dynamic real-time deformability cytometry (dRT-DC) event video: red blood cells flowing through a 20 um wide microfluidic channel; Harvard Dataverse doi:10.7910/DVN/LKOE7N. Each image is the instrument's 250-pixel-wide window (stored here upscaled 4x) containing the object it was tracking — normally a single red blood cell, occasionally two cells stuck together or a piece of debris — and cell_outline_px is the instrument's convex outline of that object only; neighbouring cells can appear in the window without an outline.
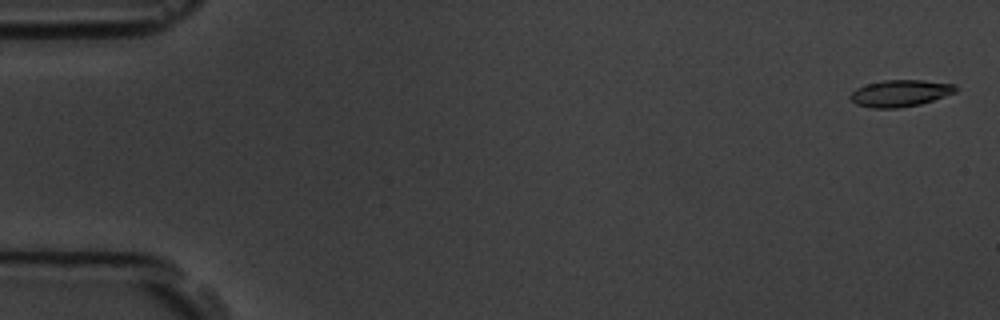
{"species": "common noctule bat (a hibernating species)", "species_latin": "Nyctalus noctula", "temperature_condition": "room temperature", "stored_images_in_passage": 7, "camera_frame_rate_fps": 3000, "um_per_image_px": 0.085, "animal": {"sex": "male", "body_mass_g": 19.5, "forearm_length_mm": 54.6}, "frame": {"image": 1, "passage_image": 1, "time_ms": 0.0, "image_size_px": [1000, 320], "cell_outline_px": [[956, 92], [920, 104], [900, 108], [872, 108], [856, 104], [848, 96], [856, 88], [868, 84], [884, 80], [924, 80], [956, 84]], "centroid_in_image_um": [76.51, 7.92], "position_along_channel_um": 8.5, "area_um2": 16.36}}
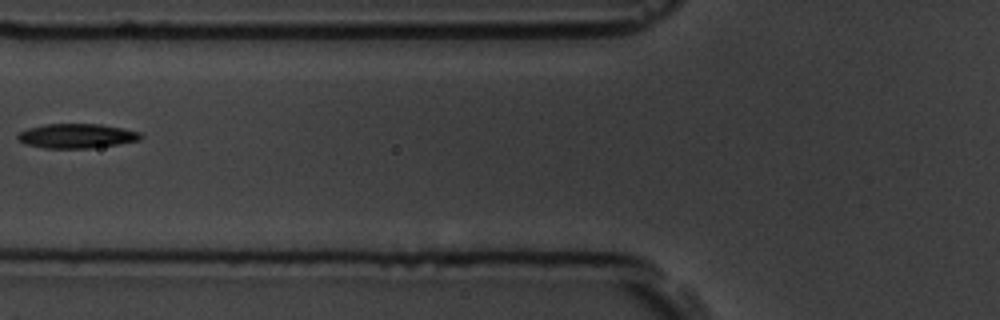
{"frame": {"image": 2, "passage_image": 6, "time_ms": 6.667, "image_size_px": [1000, 320], "cell_outline_px": [[144, 136], [140, 140], [120, 144], [92, 148], [44, 148], [24, 144], [16, 136], [20, 132], [28, 128], [44, 124], [100, 124], [124, 128], [140, 132]], "centroid_in_image_um": [6.55, 11.55], "position_along_channel_um": 119.2, "area_um2": 17.69}}
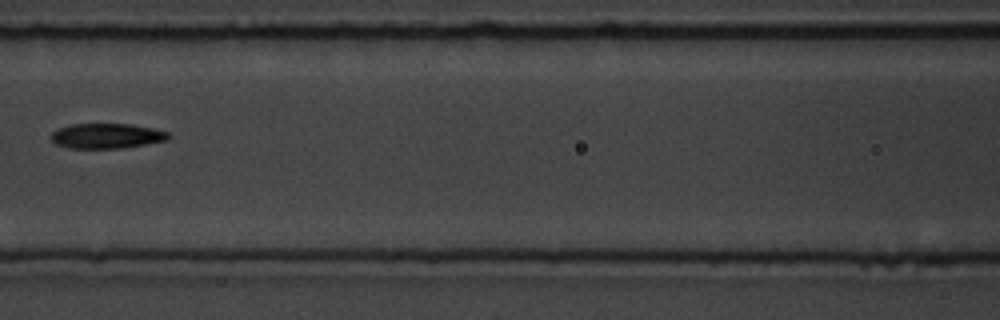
{"frame": {"image": 3, "passage_image": 7, "time_ms": 7.667, "image_size_px": [1000, 320], "cell_outline_px": [[168, 140], [124, 148], [68, 148], [56, 144], [52, 140], [52, 132], [60, 128], [72, 124], [132, 124], [152, 128], [168, 132]], "centroid_in_image_um": [9.07, 11.55], "position_along_channel_um": 157.5, "area_um2": 16.99}}